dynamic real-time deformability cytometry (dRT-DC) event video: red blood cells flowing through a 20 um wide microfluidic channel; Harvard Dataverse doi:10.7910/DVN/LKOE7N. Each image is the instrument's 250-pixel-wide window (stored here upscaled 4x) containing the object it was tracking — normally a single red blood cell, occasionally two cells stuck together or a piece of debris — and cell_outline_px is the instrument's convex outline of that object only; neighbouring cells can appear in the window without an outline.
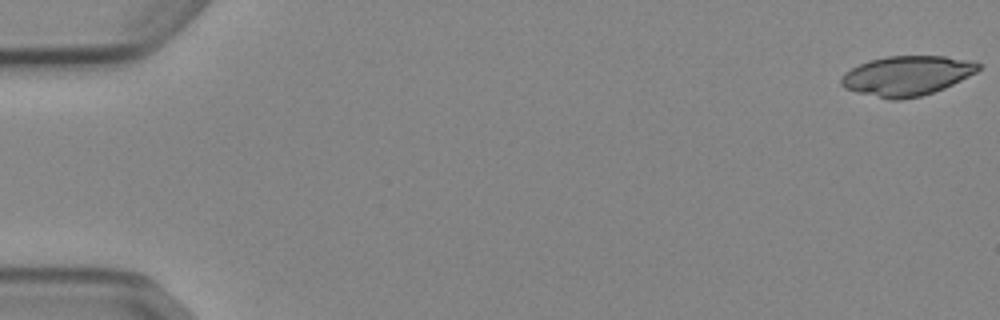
{"species": "Egyptian fruit bat (a non-hibernating species)", "species_latin": "Rousettus aegyptiacus", "temperature_condition": "cold", "stored_images_in_passage": 53, "camera_frame_rate_fps": 3000, "um_per_image_px": 0.085, "animal": {"sex": "female"}, "frame": {"image": 1, "passage_image": 1, "time_ms": 0.0, "image_size_px": [1000, 320], "cell_outline_px": [[980, 68], [976, 72], [944, 88], [920, 96], [900, 100], [888, 100], [856, 92], [844, 88], [840, 84], [840, 76], [844, 72], [868, 60], [888, 56], [944, 56], [968, 60], [980, 64]], "centroid_in_image_um": [77.02, 6.44], "position_along_channel_um": 8.0, "area_um2": 31.73}}